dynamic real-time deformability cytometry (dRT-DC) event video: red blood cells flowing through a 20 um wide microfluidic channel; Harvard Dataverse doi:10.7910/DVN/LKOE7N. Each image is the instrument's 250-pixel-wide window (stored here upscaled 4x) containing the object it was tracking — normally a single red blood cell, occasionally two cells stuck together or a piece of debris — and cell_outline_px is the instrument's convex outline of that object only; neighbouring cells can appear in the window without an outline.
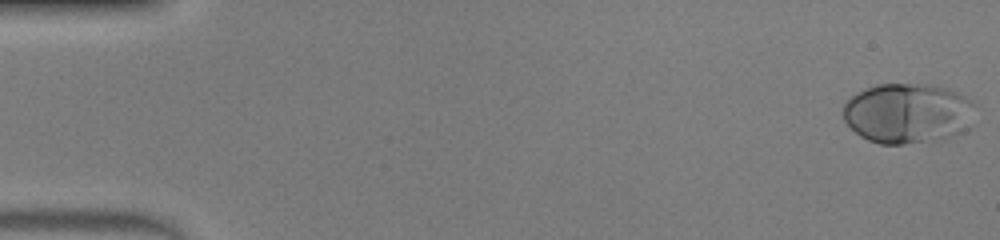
{"species": "human", "species_latin": "Homo sapiens", "temperature_condition": "warm", "stored_images_in_passage": 48, "camera_frame_rate_fps": 3000, "um_per_image_px": 0.085, "donor": {"sex": "male"}, "frame": {"image": 1, "passage_image": 1, "time_ms": 0.0, "image_size_px": [1000, 240], "cell_outline_px": [[976, 104], [960, 132], [952, 136], [940, 140], [904, 144], [880, 144], [868, 140], [860, 136], [844, 120], [844, 104], [852, 96], [876, 84], [932, 84], [948, 88], [976, 100]], "centroid_in_image_um": [77.15, 9.61], "position_along_channel_um": 7.9, "area_um2": 46.01}}
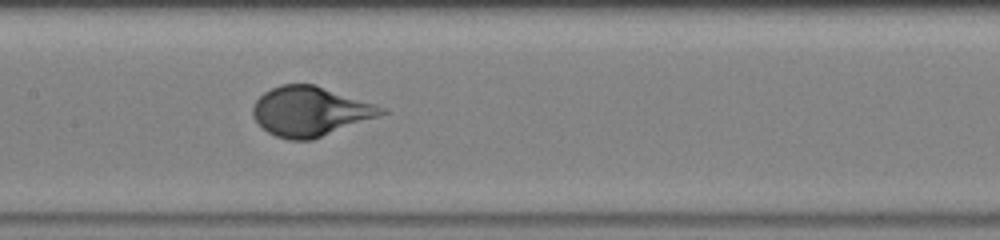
{"frame": {"image": 2, "passage_image": 24, "time_ms": 7.667, "image_size_px": [1000, 240], "cell_outline_px": [[388, 112], [312, 140], [288, 140], [276, 136], [268, 132], [256, 120], [252, 112], [252, 108], [256, 100], [264, 92], [280, 84], [316, 84], [384, 108]], "centroid_in_image_um": [26.32, 9.46], "position_along_channel_um": 181.1, "area_um2": 36.53}}
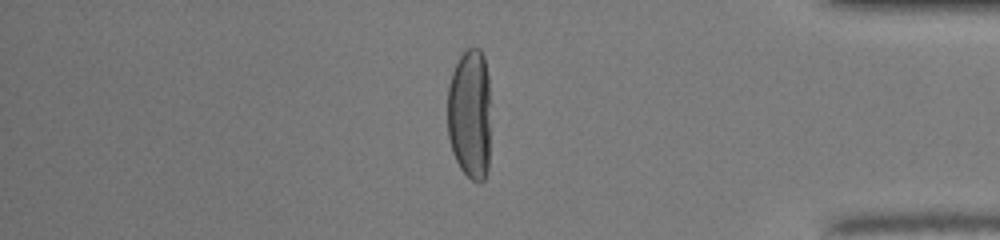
{"frame": {"image": 3, "passage_image": 41, "time_ms": 13.333, "image_size_px": [1000, 240], "cell_outline_px": [[492, 104], [488, 168], [484, 180], [472, 180], [460, 168], [452, 152], [448, 136], [448, 84], [452, 72], [460, 56], [468, 48], [480, 48], [484, 56], [488, 76]], "centroid_in_image_um": [39.98, 9.68], "position_along_channel_um": 395.2, "area_um2": 33.93}, "authors_computed_cell_mechanics": {"area_um2": 37.9457, "velocity_mm_per_s": 4.2709, "shape_relaxation_time_tau1_ms": 4.0304, "shape_relaxation_time_tau2_ms": null, "deformation_change_tau1": 0.2748, "deformation_change_tau2": null}}